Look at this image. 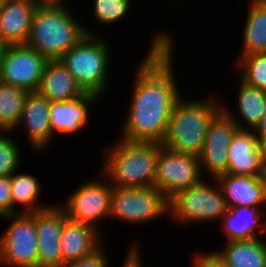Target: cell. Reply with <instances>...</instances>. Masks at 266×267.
I'll return each mask as SVG.
<instances>
[{
	"label": "cell",
	"instance_id": "cell-14",
	"mask_svg": "<svg viewBox=\"0 0 266 267\" xmlns=\"http://www.w3.org/2000/svg\"><path fill=\"white\" fill-rule=\"evenodd\" d=\"M266 165V149L255 136L254 130L238 129L228 150L226 174L263 176Z\"/></svg>",
	"mask_w": 266,
	"mask_h": 267
},
{
	"label": "cell",
	"instance_id": "cell-24",
	"mask_svg": "<svg viewBox=\"0 0 266 267\" xmlns=\"http://www.w3.org/2000/svg\"><path fill=\"white\" fill-rule=\"evenodd\" d=\"M242 32V45L236 61L246 55L266 53V0H251Z\"/></svg>",
	"mask_w": 266,
	"mask_h": 267
},
{
	"label": "cell",
	"instance_id": "cell-7",
	"mask_svg": "<svg viewBox=\"0 0 266 267\" xmlns=\"http://www.w3.org/2000/svg\"><path fill=\"white\" fill-rule=\"evenodd\" d=\"M168 216V198L155 187H115L111 193L109 219L128 224L153 222Z\"/></svg>",
	"mask_w": 266,
	"mask_h": 267
},
{
	"label": "cell",
	"instance_id": "cell-27",
	"mask_svg": "<svg viewBox=\"0 0 266 267\" xmlns=\"http://www.w3.org/2000/svg\"><path fill=\"white\" fill-rule=\"evenodd\" d=\"M234 67L239 71L238 79L266 92V53L242 56Z\"/></svg>",
	"mask_w": 266,
	"mask_h": 267
},
{
	"label": "cell",
	"instance_id": "cell-25",
	"mask_svg": "<svg viewBox=\"0 0 266 267\" xmlns=\"http://www.w3.org/2000/svg\"><path fill=\"white\" fill-rule=\"evenodd\" d=\"M18 170L11 174V198L12 214L34 213L50 207L52 204L38 202L41 195V182L36 176L25 173H18ZM22 206V208L19 207ZM18 206V207H17ZM19 208V209H18Z\"/></svg>",
	"mask_w": 266,
	"mask_h": 267
},
{
	"label": "cell",
	"instance_id": "cell-26",
	"mask_svg": "<svg viewBox=\"0 0 266 267\" xmlns=\"http://www.w3.org/2000/svg\"><path fill=\"white\" fill-rule=\"evenodd\" d=\"M29 91L0 82V131L12 132L19 123Z\"/></svg>",
	"mask_w": 266,
	"mask_h": 267
},
{
	"label": "cell",
	"instance_id": "cell-30",
	"mask_svg": "<svg viewBox=\"0 0 266 267\" xmlns=\"http://www.w3.org/2000/svg\"><path fill=\"white\" fill-rule=\"evenodd\" d=\"M104 243L95 250L92 254L83 257L77 261H72L63 264L61 267H108V258L109 256L105 250Z\"/></svg>",
	"mask_w": 266,
	"mask_h": 267
},
{
	"label": "cell",
	"instance_id": "cell-11",
	"mask_svg": "<svg viewBox=\"0 0 266 267\" xmlns=\"http://www.w3.org/2000/svg\"><path fill=\"white\" fill-rule=\"evenodd\" d=\"M203 179L198 156L173 152L164 147L156 162L154 187L167 198Z\"/></svg>",
	"mask_w": 266,
	"mask_h": 267
},
{
	"label": "cell",
	"instance_id": "cell-3",
	"mask_svg": "<svg viewBox=\"0 0 266 267\" xmlns=\"http://www.w3.org/2000/svg\"><path fill=\"white\" fill-rule=\"evenodd\" d=\"M71 12L68 6H37L26 45L38 51L47 60H58L85 34L97 35V31L79 23L78 18Z\"/></svg>",
	"mask_w": 266,
	"mask_h": 267
},
{
	"label": "cell",
	"instance_id": "cell-22",
	"mask_svg": "<svg viewBox=\"0 0 266 267\" xmlns=\"http://www.w3.org/2000/svg\"><path fill=\"white\" fill-rule=\"evenodd\" d=\"M237 83H239L236 86L238 90L237 97H235L237 99L236 105L238 106L237 113L234 112L232 107H229L228 102H222L224 99H221V108L232 118L239 129L253 130L261 120L266 92L249 86L240 79L239 82L237 79Z\"/></svg>",
	"mask_w": 266,
	"mask_h": 267
},
{
	"label": "cell",
	"instance_id": "cell-35",
	"mask_svg": "<svg viewBox=\"0 0 266 267\" xmlns=\"http://www.w3.org/2000/svg\"><path fill=\"white\" fill-rule=\"evenodd\" d=\"M38 7H63L66 5V0H33Z\"/></svg>",
	"mask_w": 266,
	"mask_h": 267
},
{
	"label": "cell",
	"instance_id": "cell-18",
	"mask_svg": "<svg viewBox=\"0 0 266 267\" xmlns=\"http://www.w3.org/2000/svg\"><path fill=\"white\" fill-rule=\"evenodd\" d=\"M36 7L33 0L0 2V39L6 46L26 44Z\"/></svg>",
	"mask_w": 266,
	"mask_h": 267
},
{
	"label": "cell",
	"instance_id": "cell-34",
	"mask_svg": "<svg viewBox=\"0 0 266 267\" xmlns=\"http://www.w3.org/2000/svg\"><path fill=\"white\" fill-rule=\"evenodd\" d=\"M253 130L260 145L266 149V100L264 103L261 120Z\"/></svg>",
	"mask_w": 266,
	"mask_h": 267
},
{
	"label": "cell",
	"instance_id": "cell-10",
	"mask_svg": "<svg viewBox=\"0 0 266 267\" xmlns=\"http://www.w3.org/2000/svg\"><path fill=\"white\" fill-rule=\"evenodd\" d=\"M47 61L26 44L7 45L0 59V82L37 92Z\"/></svg>",
	"mask_w": 266,
	"mask_h": 267
},
{
	"label": "cell",
	"instance_id": "cell-21",
	"mask_svg": "<svg viewBox=\"0 0 266 267\" xmlns=\"http://www.w3.org/2000/svg\"><path fill=\"white\" fill-rule=\"evenodd\" d=\"M37 92L49 102L71 101L86 95L59 60H48Z\"/></svg>",
	"mask_w": 266,
	"mask_h": 267
},
{
	"label": "cell",
	"instance_id": "cell-5",
	"mask_svg": "<svg viewBox=\"0 0 266 267\" xmlns=\"http://www.w3.org/2000/svg\"><path fill=\"white\" fill-rule=\"evenodd\" d=\"M109 43L103 36L85 34L58 59L85 93L100 99L110 88V57L113 50Z\"/></svg>",
	"mask_w": 266,
	"mask_h": 267
},
{
	"label": "cell",
	"instance_id": "cell-1",
	"mask_svg": "<svg viewBox=\"0 0 266 267\" xmlns=\"http://www.w3.org/2000/svg\"><path fill=\"white\" fill-rule=\"evenodd\" d=\"M152 36L147 56L134 70L130 104L119 137L126 141L161 143L171 111L183 96L173 69L176 45L173 35L158 31Z\"/></svg>",
	"mask_w": 266,
	"mask_h": 267
},
{
	"label": "cell",
	"instance_id": "cell-33",
	"mask_svg": "<svg viewBox=\"0 0 266 267\" xmlns=\"http://www.w3.org/2000/svg\"><path fill=\"white\" fill-rule=\"evenodd\" d=\"M140 250H142L140 244L137 245V242H133V245L131 244V247L129 246L128 253H126L127 255L121 267H143L142 251Z\"/></svg>",
	"mask_w": 266,
	"mask_h": 267
},
{
	"label": "cell",
	"instance_id": "cell-13",
	"mask_svg": "<svg viewBox=\"0 0 266 267\" xmlns=\"http://www.w3.org/2000/svg\"><path fill=\"white\" fill-rule=\"evenodd\" d=\"M67 219L66 212L59 204L34 212L39 244L37 267H61L63 265L60 239Z\"/></svg>",
	"mask_w": 266,
	"mask_h": 267
},
{
	"label": "cell",
	"instance_id": "cell-23",
	"mask_svg": "<svg viewBox=\"0 0 266 267\" xmlns=\"http://www.w3.org/2000/svg\"><path fill=\"white\" fill-rule=\"evenodd\" d=\"M210 253L226 267H266V237L226 242Z\"/></svg>",
	"mask_w": 266,
	"mask_h": 267
},
{
	"label": "cell",
	"instance_id": "cell-28",
	"mask_svg": "<svg viewBox=\"0 0 266 267\" xmlns=\"http://www.w3.org/2000/svg\"><path fill=\"white\" fill-rule=\"evenodd\" d=\"M133 0H93V17L101 27L111 26L129 14Z\"/></svg>",
	"mask_w": 266,
	"mask_h": 267
},
{
	"label": "cell",
	"instance_id": "cell-29",
	"mask_svg": "<svg viewBox=\"0 0 266 267\" xmlns=\"http://www.w3.org/2000/svg\"><path fill=\"white\" fill-rule=\"evenodd\" d=\"M11 132L0 131V177L10 176L17 171L22 158L18 140L11 138Z\"/></svg>",
	"mask_w": 266,
	"mask_h": 267
},
{
	"label": "cell",
	"instance_id": "cell-36",
	"mask_svg": "<svg viewBox=\"0 0 266 267\" xmlns=\"http://www.w3.org/2000/svg\"><path fill=\"white\" fill-rule=\"evenodd\" d=\"M5 44L2 42V40L0 39V59H1V56H2V52H3V50H4V48H5Z\"/></svg>",
	"mask_w": 266,
	"mask_h": 267
},
{
	"label": "cell",
	"instance_id": "cell-6",
	"mask_svg": "<svg viewBox=\"0 0 266 267\" xmlns=\"http://www.w3.org/2000/svg\"><path fill=\"white\" fill-rule=\"evenodd\" d=\"M210 180L203 178L194 186L177 191L168 198V216L174 223L183 227V224L189 226L194 222L196 225L222 220L228 208L216 179Z\"/></svg>",
	"mask_w": 266,
	"mask_h": 267
},
{
	"label": "cell",
	"instance_id": "cell-2",
	"mask_svg": "<svg viewBox=\"0 0 266 267\" xmlns=\"http://www.w3.org/2000/svg\"><path fill=\"white\" fill-rule=\"evenodd\" d=\"M159 142L126 141L119 138L103 149L101 171L112 186L154 187Z\"/></svg>",
	"mask_w": 266,
	"mask_h": 267
},
{
	"label": "cell",
	"instance_id": "cell-37",
	"mask_svg": "<svg viewBox=\"0 0 266 267\" xmlns=\"http://www.w3.org/2000/svg\"><path fill=\"white\" fill-rule=\"evenodd\" d=\"M263 179H264V182H265V190H266V165H265V170L263 172Z\"/></svg>",
	"mask_w": 266,
	"mask_h": 267
},
{
	"label": "cell",
	"instance_id": "cell-9",
	"mask_svg": "<svg viewBox=\"0 0 266 267\" xmlns=\"http://www.w3.org/2000/svg\"><path fill=\"white\" fill-rule=\"evenodd\" d=\"M1 218L10 222L0 235V264L37 267L39 244L34 213H15Z\"/></svg>",
	"mask_w": 266,
	"mask_h": 267
},
{
	"label": "cell",
	"instance_id": "cell-12",
	"mask_svg": "<svg viewBox=\"0 0 266 267\" xmlns=\"http://www.w3.org/2000/svg\"><path fill=\"white\" fill-rule=\"evenodd\" d=\"M238 129L236 123L222 108L213 116L198 156L203 178H207L208 175L209 179H216L227 173L228 150Z\"/></svg>",
	"mask_w": 266,
	"mask_h": 267
},
{
	"label": "cell",
	"instance_id": "cell-19",
	"mask_svg": "<svg viewBox=\"0 0 266 267\" xmlns=\"http://www.w3.org/2000/svg\"><path fill=\"white\" fill-rule=\"evenodd\" d=\"M264 210L247 206L228 207L220 220L222 225L220 232L225 234V242L251 240L264 235L266 237V218L263 217L266 210Z\"/></svg>",
	"mask_w": 266,
	"mask_h": 267
},
{
	"label": "cell",
	"instance_id": "cell-4",
	"mask_svg": "<svg viewBox=\"0 0 266 267\" xmlns=\"http://www.w3.org/2000/svg\"><path fill=\"white\" fill-rule=\"evenodd\" d=\"M220 101L214 95L193 100L184 99L182 96L171 111L166 135L161 145L173 152L199 156L208 125L221 109Z\"/></svg>",
	"mask_w": 266,
	"mask_h": 267
},
{
	"label": "cell",
	"instance_id": "cell-15",
	"mask_svg": "<svg viewBox=\"0 0 266 267\" xmlns=\"http://www.w3.org/2000/svg\"><path fill=\"white\" fill-rule=\"evenodd\" d=\"M50 103L44 96L38 92H29L21 117L15 131L19 126H23L24 134L27 136L28 143L34 154L47 150L55 138L51 132L49 108Z\"/></svg>",
	"mask_w": 266,
	"mask_h": 267
},
{
	"label": "cell",
	"instance_id": "cell-20",
	"mask_svg": "<svg viewBox=\"0 0 266 267\" xmlns=\"http://www.w3.org/2000/svg\"><path fill=\"white\" fill-rule=\"evenodd\" d=\"M102 232L86 223L72 222L67 219L63 225L60 248L63 264L77 261L92 254L104 242Z\"/></svg>",
	"mask_w": 266,
	"mask_h": 267
},
{
	"label": "cell",
	"instance_id": "cell-31",
	"mask_svg": "<svg viewBox=\"0 0 266 267\" xmlns=\"http://www.w3.org/2000/svg\"><path fill=\"white\" fill-rule=\"evenodd\" d=\"M12 214L11 175L0 177V216Z\"/></svg>",
	"mask_w": 266,
	"mask_h": 267
},
{
	"label": "cell",
	"instance_id": "cell-32",
	"mask_svg": "<svg viewBox=\"0 0 266 267\" xmlns=\"http://www.w3.org/2000/svg\"><path fill=\"white\" fill-rule=\"evenodd\" d=\"M192 267H226L210 252H197L193 256Z\"/></svg>",
	"mask_w": 266,
	"mask_h": 267
},
{
	"label": "cell",
	"instance_id": "cell-16",
	"mask_svg": "<svg viewBox=\"0 0 266 267\" xmlns=\"http://www.w3.org/2000/svg\"><path fill=\"white\" fill-rule=\"evenodd\" d=\"M228 207L266 209V190L263 176L224 174L216 178Z\"/></svg>",
	"mask_w": 266,
	"mask_h": 267
},
{
	"label": "cell",
	"instance_id": "cell-17",
	"mask_svg": "<svg viewBox=\"0 0 266 267\" xmlns=\"http://www.w3.org/2000/svg\"><path fill=\"white\" fill-rule=\"evenodd\" d=\"M100 100L96 95L86 94L71 101L51 102L49 115L54 137L58 133L64 135L80 133L89 122V110L92 105H96Z\"/></svg>",
	"mask_w": 266,
	"mask_h": 267
},
{
	"label": "cell",
	"instance_id": "cell-8",
	"mask_svg": "<svg viewBox=\"0 0 266 267\" xmlns=\"http://www.w3.org/2000/svg\"><path fill=\"white\" fill-rule=\"evenodd\" d=\"M72 190L64 200L65 204L59 203L67 218L72 222L89 224L101 232L100 222L109 219L113 190L109 179L99 173V179H89Z\"/></svg>",
	"mask_w": 266,
	"mask_h": 267
}]
</instances>
